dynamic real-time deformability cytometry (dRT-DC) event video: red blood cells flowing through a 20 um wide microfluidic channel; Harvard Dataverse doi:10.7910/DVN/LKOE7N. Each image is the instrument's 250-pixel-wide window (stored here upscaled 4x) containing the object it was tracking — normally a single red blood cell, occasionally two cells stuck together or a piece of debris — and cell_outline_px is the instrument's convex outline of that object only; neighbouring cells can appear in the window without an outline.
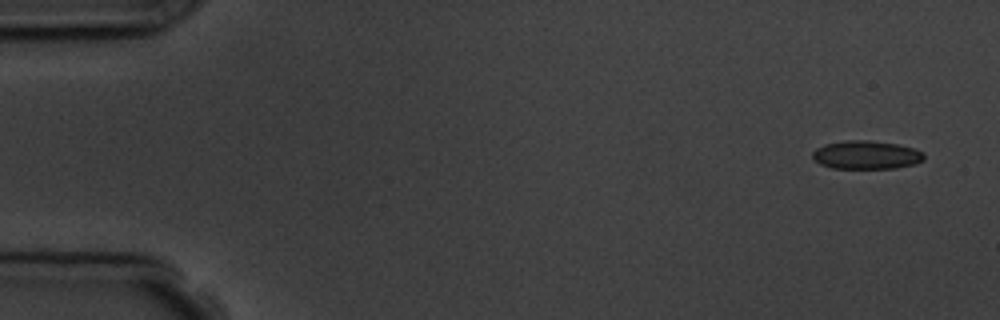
{"species": "common noctule bat (a hibernating species)", "species_latin": "Nyctalus noctula", "temperature_condition": "room temperature", "stored_images_in_passage": 5, "camera_frame_rate_fps": 3000, "um_per_image_px": 0.085, "animal": {"sex": "male", "body_mass_g": 19.5, "forearm_length_mm": 54.6}, "frame": {"image": 1, "passage_image": 1, "time_ms": 0.0, "image_size_px": [1000, 320], "cell_outline_px": [[924, 160], [916, 164], [896, 168], [832, 168], [820, 164], [812, 156], [812, 152], [816, 148], [824, 144], [844, 140], [872, 140], [896, 144], [912, 148], [924, 152]], "centroid_in_image_um": [73.64, 13.16], "position_along_channel_um": 11.4, "area_um2": 18.55}}
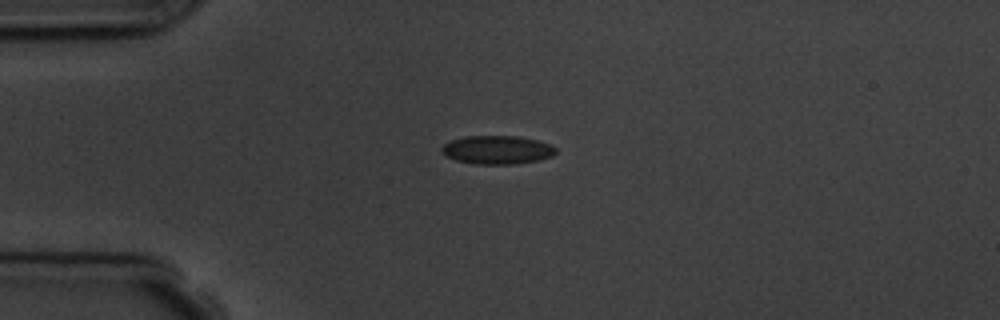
{"frame": {"image": 2, "passage_image": 4, "time_ms": 3.667, "image_size_px": [1000, 320], "cell_outline_px": [[556, 152], [552, 156], [536, 160], [512, 164], [472, 164], [456, 160], [444, 156], [440, 152], [440, 148], [444, 144], [452, 140], [464, 136], [516, 136], [536, 140], [552, 144], [556, 148]], "centroid_in_image_um": [42.21, 12.74], "position_along_channel_um": 42.8, "area_um2": 19.02}}